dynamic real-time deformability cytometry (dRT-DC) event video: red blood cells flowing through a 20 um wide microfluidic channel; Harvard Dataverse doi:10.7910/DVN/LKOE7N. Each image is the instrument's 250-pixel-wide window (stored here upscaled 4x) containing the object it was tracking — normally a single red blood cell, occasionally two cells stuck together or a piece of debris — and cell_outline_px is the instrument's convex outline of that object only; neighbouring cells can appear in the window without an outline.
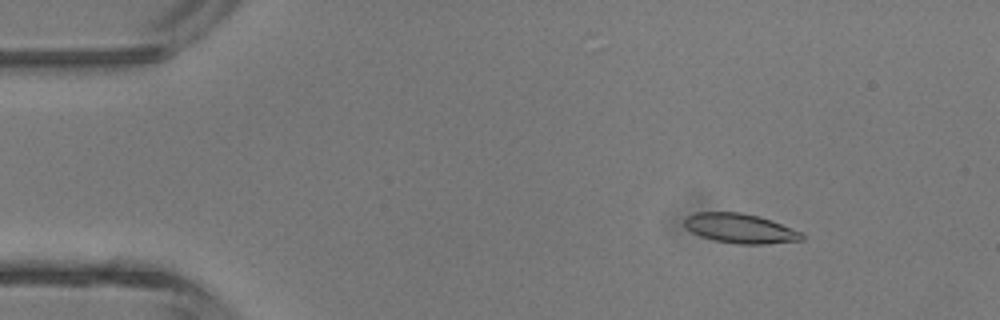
{"species": "common noctule bat (a hibernating species)", "species_latin": "Nyctalus noctula", "temperature_condition": "room temperature", "stored_images_in_passage": 2, "camera_frame_rate_fps": 3000, "um_per_image_px": 0.085, "animal": {"sex": "male", "body_mass_g": 13.3}, "frame": {"image": 1, "passage_image": 1, "time_ms": 0.0, "image_size_px": [1000, 320], "cell_outline_px": [[804, 240], [764, 244], [740, 244], [716, 240], [700, 236], [692, 232], [684, 224], [684, 216], [696, 212], [740, 212], [760, 216], [772, 220], [804, 232]], "centroid_in_image_um": [62.95, 19.4], "position_along_channel_um": 22.0, "area_um2": 20.4}}